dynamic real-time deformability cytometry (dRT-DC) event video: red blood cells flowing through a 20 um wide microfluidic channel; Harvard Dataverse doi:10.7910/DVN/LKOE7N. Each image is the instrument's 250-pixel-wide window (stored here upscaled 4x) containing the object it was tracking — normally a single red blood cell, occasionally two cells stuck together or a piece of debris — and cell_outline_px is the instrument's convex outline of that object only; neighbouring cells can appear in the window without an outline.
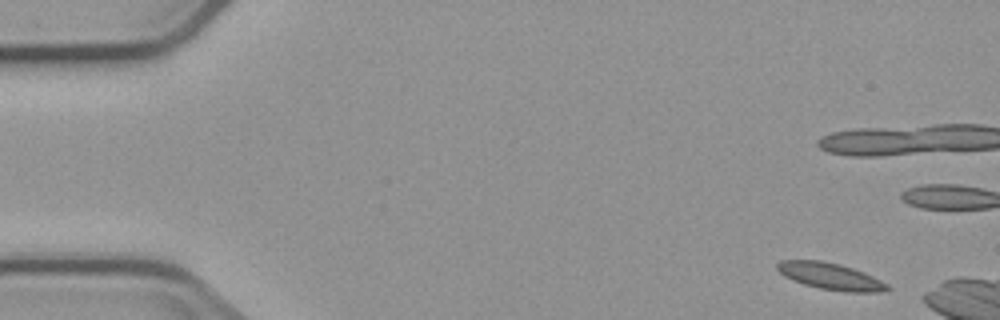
{"species": "common noctule bat (a hibernating species)", "species_latin": "Nyctalus noctula", "temperature_condition": "cold", "stored_images_in_passage": 4, "camera_frame_rate_fps": 3000, "um_per_image_px": 0.085, "animal": {"sex": "male", "body_mass_g": 23.1, "forearm_length_mm": 52.7}, "frame": {"image": 1, "passage_image": 1, "time_ms": 0.0, "image_size_px": [1000, 320], "cell_outline_px": [[892, 288], [884, 292], [848, 292], [820, 288], [804, 284], [792, 280], [784, 276], [776, 268], [776, 264], [780, 260], [820, 260], [840, 264], [852, 268], [872, 276], [888, 284]], "centroid_in_image_um": [70.59, 23.48], "position_along_channel_um": 14.4, "area_um2": 17.11}}